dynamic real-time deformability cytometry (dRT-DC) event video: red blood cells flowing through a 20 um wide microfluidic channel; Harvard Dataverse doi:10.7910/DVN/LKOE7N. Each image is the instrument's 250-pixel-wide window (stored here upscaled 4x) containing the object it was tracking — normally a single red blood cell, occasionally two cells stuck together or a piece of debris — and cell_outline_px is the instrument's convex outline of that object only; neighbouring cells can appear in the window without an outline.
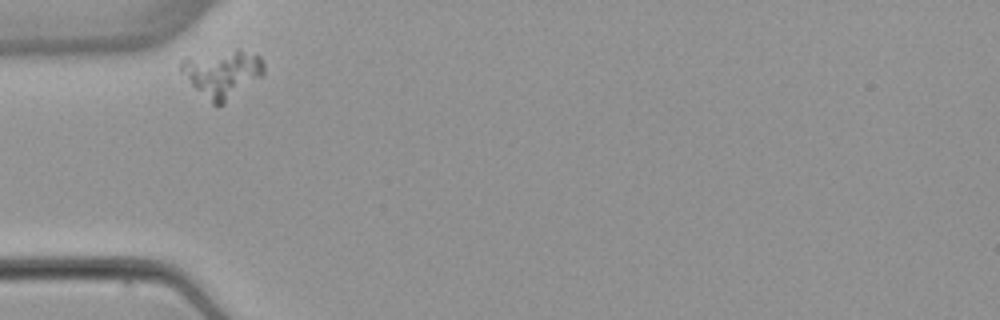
{"species": "common noctule bat (a hibernating species)", "species_latin": "Nyctalus noctula", "temperature_condition": "warm", "stored_images_in_passage": 4, "camera_frame_rate_fps": 3000, "um_per_image_px": 0.085, "animal": {"sex": "female", "body_mass_g": 22.7, "forearm_length_mm": 54.2}, "frame": {"image": 1, "passage_image": 1, "time_ms": 0.0, "image_size_px": [1000, 320], "cell_outline_px": [[264, 72], [260, 76], [224, 104], [212, 104], [180, 72], [180, 60], [184, 56], [236, 48], [240, 48], [256, 52], [260, 56], [264, 64]], "centroid_in_image_um": [18.88, 6.17], "position_along_channel_um": 66.1, "area_um2": 23.24}}
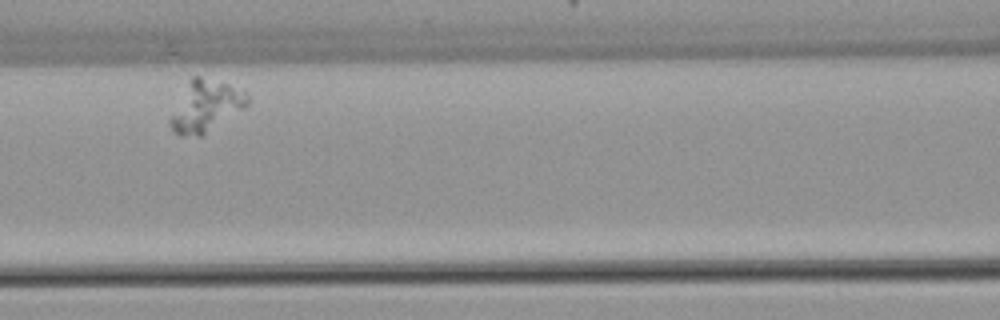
{"frame": {"image": 2, "passage_image": 3, "time_ms": 2.667, "image_size_px": [1000, 320], "cell_outline_px": [[248, 104], [244, 108], [200, 136], [180, 136], [172, 132], [168, 124], [168, 120], [192, 76], [200, 76], [244, 88], [248, 96]], "centroid_in_image_um": [17.49, 9.02], "position_along_channel_um": 149.1, "area_um2": 22.83}}
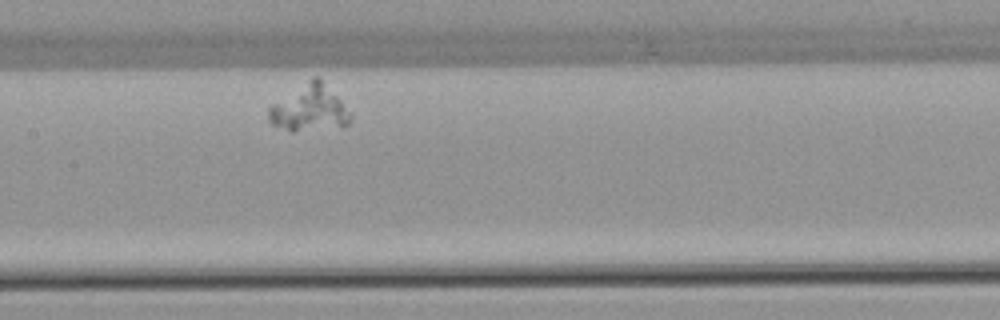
{"frame": {"image": 3, "passage_image": 4, "time_ms": 3.667, "image_size_px": [1000, 320], "cell_outline_px": [[352, 120], [348, 124], [292, 132], [272, 124], [268, 120], [268, 108], [272, 104], [312, 76], [320, 76], [352, 112]], "centroid_in_image_um": [26.32, 9.16], "position_along_channel_um": 181.1, "area_um2": 22.14}}